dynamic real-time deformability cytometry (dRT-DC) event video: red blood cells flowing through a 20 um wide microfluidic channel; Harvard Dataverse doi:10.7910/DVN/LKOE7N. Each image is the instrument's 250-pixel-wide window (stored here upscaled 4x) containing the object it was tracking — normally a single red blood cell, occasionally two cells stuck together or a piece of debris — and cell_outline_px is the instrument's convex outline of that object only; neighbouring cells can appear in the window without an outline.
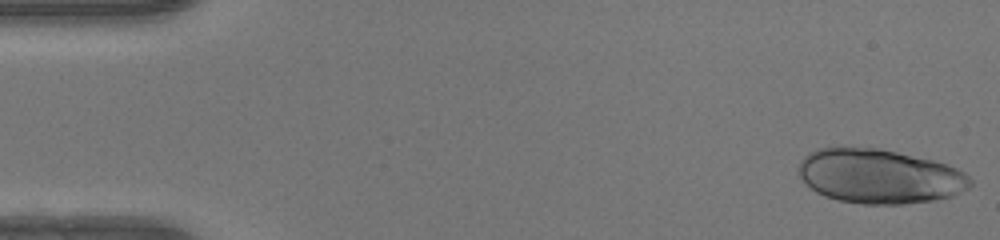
{"species": "human", "species_latin": "Homo sapiens", "temperature_condition": "warm", "stored_images_in_passage": 48, "camera_frame_rate_fps": 3000, "um_per_image_px": 0.085, "donor": {"sex": "female"}, "frame": {"image": 1, "passage_image": 1, "time_ms": 0.0, "image_size_px": [1000, 240], "cell_outline_px": [[972, 184], [968, 188], [952, 196], [932, 200], [904, 204], [864, 204], [840, 200], [824, 196], [816, 192], [800, 176], [800, 160], [808, 152], [820, 148], [880, 148], [932, 160], [956, 168], [964, 172], [972, 180]], "centroid_in_image_um": [74.77, 14.99], "position_along_channel_um": 10.2, "area_um2": 53.93}}
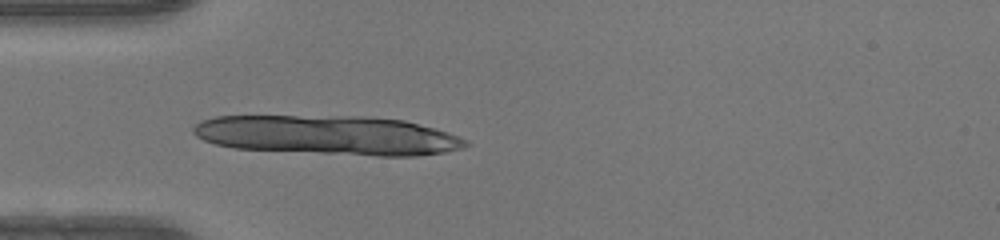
{"frame": {"image": 2, "passage_image": 14, "time_ms": 4.333, "image_size_px": [1000, 240], "cell_outline_px": [[468, 144], [460, 148], [444, 152], [416, 156], [380, 156], [232, 148], [216, 144], [204, 140], [196, 136], [192, 132], [192, 128], [200, 120], [216, 116], [364, 116], [404, 120], [432, 128], [468, 140]], "centroid_in_image_um": [27.82, 11.49], "position_along_channel_um": 57.2, "area_um2": 62.19}}